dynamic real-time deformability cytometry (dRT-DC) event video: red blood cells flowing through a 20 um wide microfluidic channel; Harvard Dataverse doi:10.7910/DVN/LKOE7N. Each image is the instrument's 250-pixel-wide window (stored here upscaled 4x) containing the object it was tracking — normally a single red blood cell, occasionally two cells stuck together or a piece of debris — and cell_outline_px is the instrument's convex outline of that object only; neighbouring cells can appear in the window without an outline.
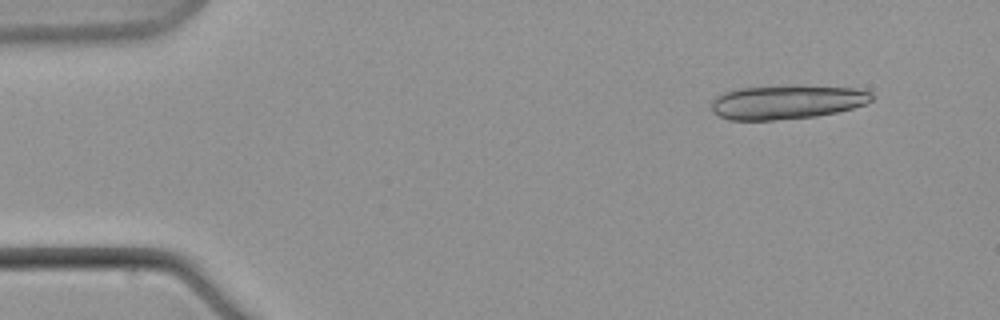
{"species": "common noctule bat (a hibernating species)", "species_latin": "Nyctalus noctula", "temperature_condition": "warm", "stored_images_in_passage": 11, "camera_frame_rate_fps": 3000, "um_per_image_px": 0.085, "animal": {"sex": "male", "body_mass_g": 21.5, "forearm_length_mm": 52.0}, "frame": {"image": 1, "passage_image": 2, "time_ms": 1.0, "image_size_px": [1000, 320], "cell_outline_px": [[876, 96], [872, 100], [864, 104], [852, 108], [836, 112], [816, 116], [776, 120], [728, 120], [712, 112], [712, 100], [716, 96], [724, 92], [740, 88], [792, 84], [856, 88], [872, 92]], "centroid_in_image_um": [66.9, 8.65], "position_along_channel_um": 18.1, "area_um2": 32.37}}
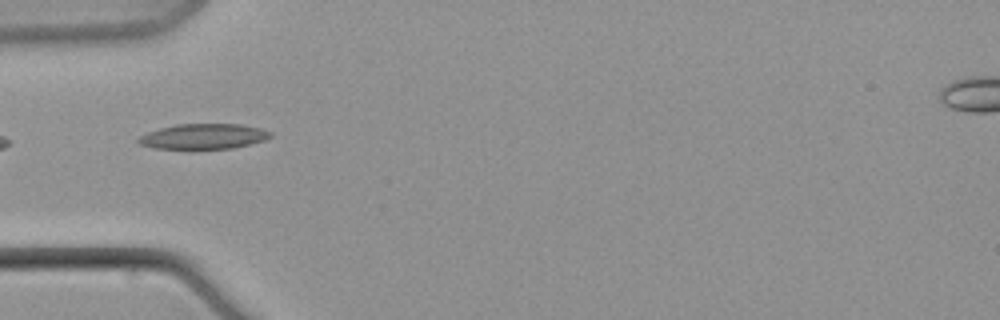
{"frame": {"image": 2, "passage_image": 7, "time_ms": 7.0, "image_size_px": [1000, 320], "cell_outline_px": [[272, 136], [264, 140], [232, 148], [156, 148], [140, 144], [136, 140], [140, 136], [148, 132], [160, 128], [176, 124], [240, 124], [260, 128], [272, 132]], "centroid_in_image_um": [17.31, 11.58], "position_along_channel_um": 67.7, "area_um2": 19.13}}
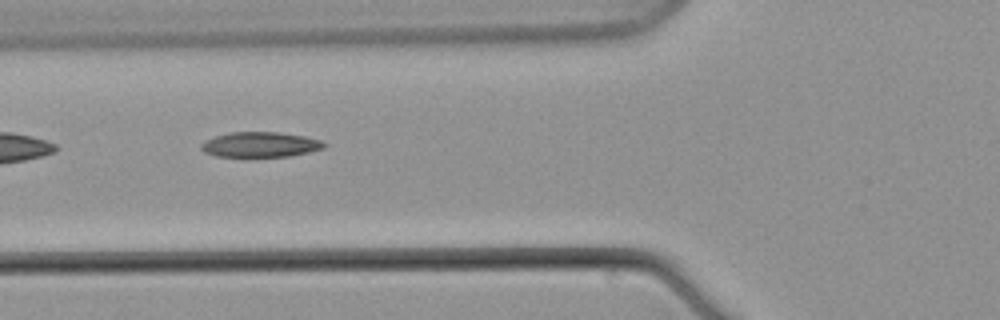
{"frame": {"image": 3, "passage_image": 8, "time_ms": 8.333, "image_size_px": [1000, 320], "cell_outline_px": [[328, 144], [324, 148], [308, 152], [288, 156], [216, 156], [204, 152], [200, 148], [200, 144], [204, 140], [228, 132], [276, 132], [304, 136], [320, 140]], "centroid_in_image_um": [22.1, 12.28], "position_along_channel_um": 103.7, "area_um2": 17.92}}